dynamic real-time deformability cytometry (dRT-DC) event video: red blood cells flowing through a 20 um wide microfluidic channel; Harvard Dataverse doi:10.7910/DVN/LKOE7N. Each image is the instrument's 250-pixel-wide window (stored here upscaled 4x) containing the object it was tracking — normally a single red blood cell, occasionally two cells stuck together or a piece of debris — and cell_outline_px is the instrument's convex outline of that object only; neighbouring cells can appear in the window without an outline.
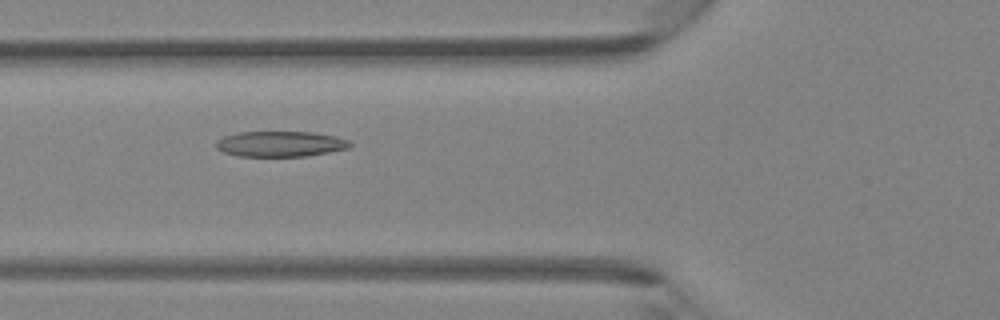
{"species": "Egyptian fruit bat (a non-hibernating species)", "species_latin": "Rousettus aegyptiacus", "temperature_condition": "room temperature", "stored_images_in_passage": 46, "camera_frame_rate_fps": 3000, "um_per_image_px": 0.085, "animal": {"sex": "female"}, "frame": {"image": 1, "passage_image": 17, "time_ms": 5.333, "image_size_px": [1000, 320], "cell_outline_px": [[352, 144], [348, 148], [328, 152], [304, 156], [236, 156], [224, 152], [216, 148], [216, 140], [224, 136], [240, 132], [312, 132], [336, 136], [348, 140]], "centroid_in_image_um": [23.81, 12.23], "position_along_channel_um": 102.0, "area_um2": 19.83}}
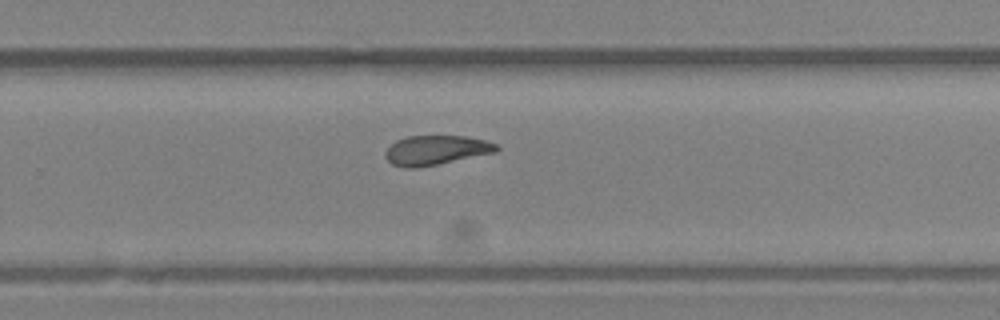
{"frame": {"image": 2, "passage_image": 30, "time_ms": 9.667, "image_size_px": [1000, 320], "cell_outline_px": [[500, 148], [496, 152], [416, 168], [404, 168], [392, 164], [384, 156], [384, 152], [396, 140], [408, 136], [464, 136], [484, 140], [496, 144]], "centroid_in_image_um": [37.03, 12.76], "position_along_channel_um": 292.8, "area_um2": 18.9}}
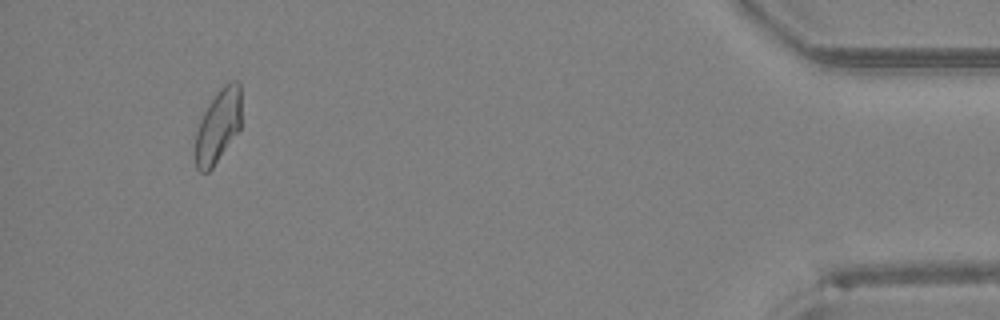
{"frame": {"image": 3, "passage_image": 43, "time_ms": 14.0, "image_size_px": [1000, 320], "cell_outline_px": [[240, 128], [212, 168], [208, 172], [200, 172], [196, 168], [192, 152], [196, 132], [200, 120], [208, 104], [216, 92], [228, 80], [240, 80]], "centroid_in_image_um": [18.49, 10.72], "position_along_channel_um": 416.7, "area_um2": 20.06}}